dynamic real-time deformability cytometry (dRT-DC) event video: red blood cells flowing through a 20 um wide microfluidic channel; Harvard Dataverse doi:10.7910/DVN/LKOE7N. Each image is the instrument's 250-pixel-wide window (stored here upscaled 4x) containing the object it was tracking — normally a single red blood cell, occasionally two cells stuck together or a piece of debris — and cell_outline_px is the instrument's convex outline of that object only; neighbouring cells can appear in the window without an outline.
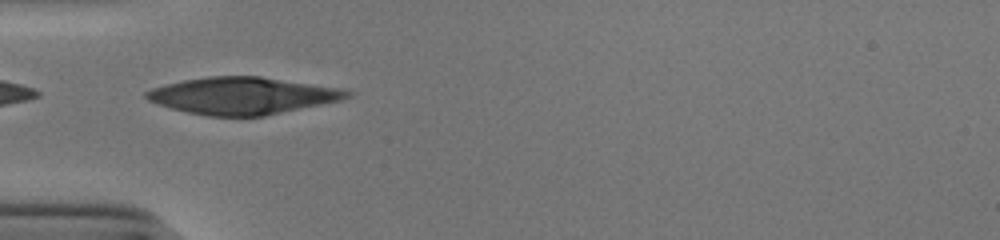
{"species": "human", "species_latin": "Homo sapiens", "temperature_condition": "cold", "stored_images_in_passage": 36, "camera_frame_rate_fps": 3000, "um_per_image_px": 0.085, "donor": {"sex": "male"}, "frame": {"image": 1, "passage_image": 1, "time_ms": 0.0, "image_size_px": [1000, 240], "cell_outline_px": [[352, 96], [340, 100], [264, 116], [208, 116], [188, 112], [172, 108], [148, 100], [144, 96], [144, 92], [152, 88], [164, 84], [184, 80], [208, 76], [260, 76], [344, 88], [352, 92]], "centroid_in_image_um": [20.63, 8.12], "position_along_channel_um": 64.4, "area_um2": 43.23}}
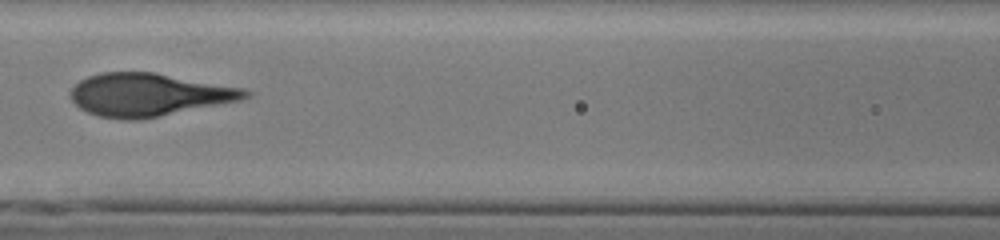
{"frame": {"image": 2, "passage_image": 8, "time_ms": 2.333, "image_size_px": [1000, 240], "cell_outline_px": [[252, 92], [248, 96], [240, 100], [140, 120], [124, 120], [100, 116], [88, 112], [80, 108], [72, 100], [72, 88], [80, 80], [88, 76], [100, 72], [152, 72], [244, 88]], "centroid_in_image_um": [12.64, 8.05], "position_along_channel_um": 154.0, "area_um2": 43.23}}
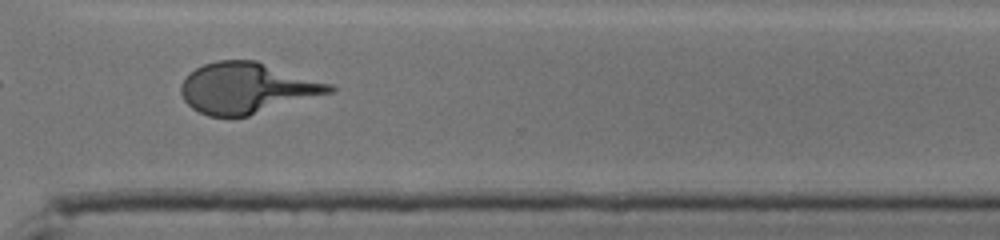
{"frame": {"image": 3, "passage_image": 23, "time_ms": 7.333, "image_size_px": [1000, 240], "cell_outline_px": [[336, 88], [332, 92], [248, 116], [208, 116], [192, 108], [184, 100], [180, 92], [180, 84], [196, 68], [204, 64], [216, 60], [256, 60], [332, 84]], "centroid_in_image_um": [20.98, 7.48], "position_along_channel_um": 349.6, "area_um2": 43.64}}